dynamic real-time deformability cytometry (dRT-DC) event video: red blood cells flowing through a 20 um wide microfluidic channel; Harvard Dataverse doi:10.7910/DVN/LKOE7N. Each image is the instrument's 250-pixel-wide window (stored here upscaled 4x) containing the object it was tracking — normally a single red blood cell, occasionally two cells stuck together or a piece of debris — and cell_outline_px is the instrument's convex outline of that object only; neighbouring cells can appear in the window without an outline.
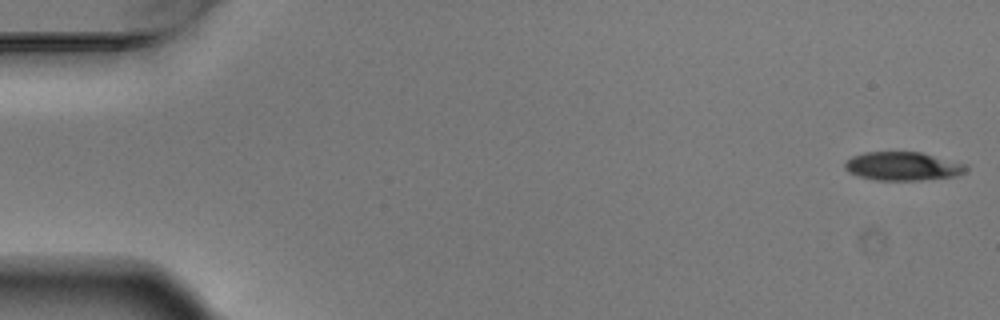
{"species": "Egyptian fruit bat (a non-hibernating species)", "species_latin": "Rousettus aegyptiacus", "temperature_condition": "warm", "stored_images_in_passage": 5, "camera_frame_rate_fps": 3000, "um_per_image_px": 0.085, "animal": {"sex": "male"}, "frame": {"image": 1, "passage_image": 1, "time_ms": 0.0, "image_size_px": [1000, 320], "cell_outline_px": [[968, 168], [964, 172], [956, 176], [920, 180], [876, 180], [860, 176], [848, 172], [844, 168], [844, 160], [852, 156], [864, 152], [920, 152], [968, 164]], "centroid_in_image_um": [76.72, 14.12], "position_along_channel_um": 8.3, "area_um2": 20.29}}
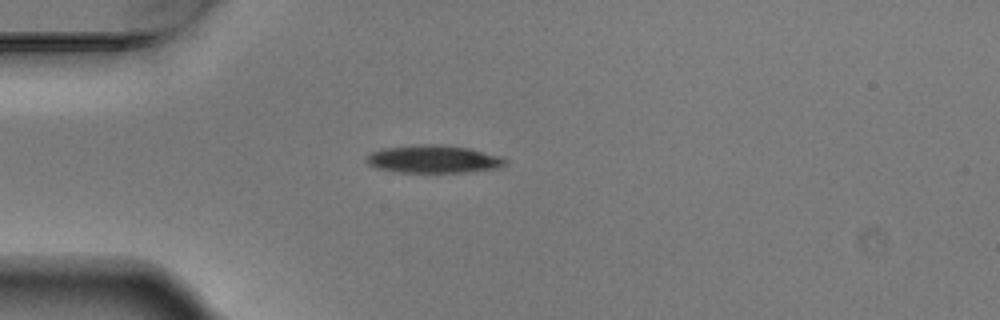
{"frame": {"image": 2, "passage_image": 5, "time_ms": 1.333, "image_size_px": [1000, 320], "cell_outline_px": [[508, 164], [500, 168], [464, 172], [396, 172], [376, 168], [368, 164], [364, 160], [364, 156], [372, 152], [384, 148], [420, 144], [440, 144], [468, 148], [504, 156], [508, 160]], "centroid_in_image_um": [36.87, 13.52], "position_along_channel_um": 48.1, "area_um2": 22.83}}